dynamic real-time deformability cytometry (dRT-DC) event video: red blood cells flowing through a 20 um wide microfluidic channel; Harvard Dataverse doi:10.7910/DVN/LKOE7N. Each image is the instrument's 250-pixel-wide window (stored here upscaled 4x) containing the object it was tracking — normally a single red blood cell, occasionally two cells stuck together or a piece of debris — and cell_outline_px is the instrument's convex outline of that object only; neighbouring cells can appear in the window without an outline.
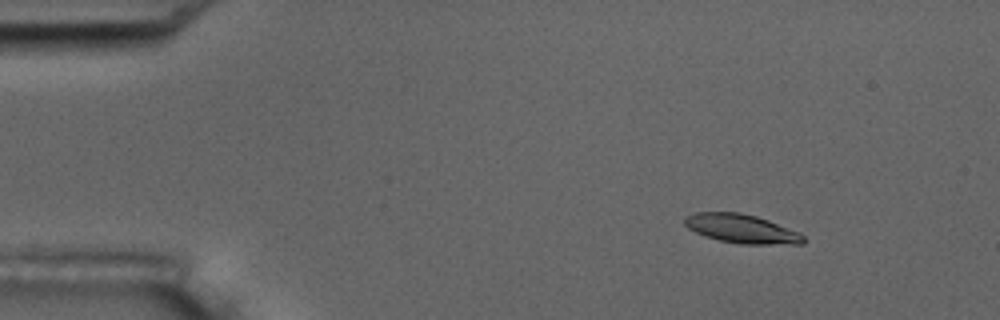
{"species": "common noctule bat (a hibernating species)", "species_latin": "Nyctalus noctula", "temperature_condition": "room temperature", "stored_images_in_passage": 6, "camera_frame_rate_fps": 3000, "um_per_image_px": 0.085, "animal": {"sex": "male", "body_mass_g": 17.5, "forearm_length_mm": 52.3}, "frame": {"image": 1, "passage_image": 3, "time_ms": 2.333, "image_size_px": [1000, 320], "cell_outline_px": [[808, 240], [804, 244], [740, 244], [720, 240], [704, 236], [688, 228], [684, 224], [684, 216], [696, 212], [740, 212], [756, 216], [768, 220], [800, 232]], "centroid_in_image_um": [63.06, 19.44], "position_along_channel_um": 21.9, "area_um2": 20.17}}
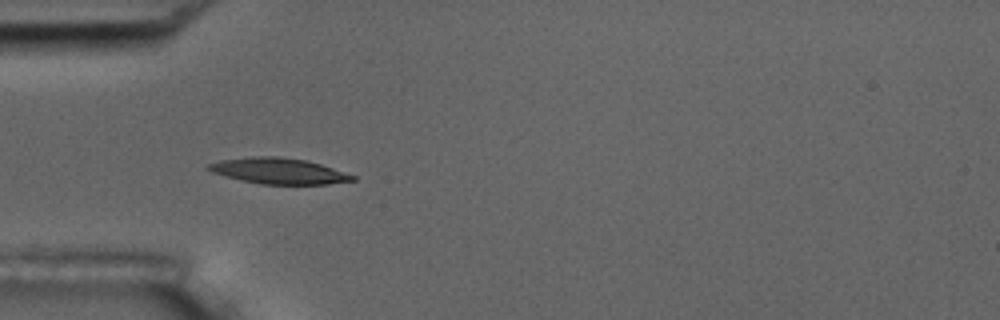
{"frame": {"image": 2, "passage_image": 6, "time_ms": 5.667, "image_size_px": [1000, 320], "cell_outline_px": [[356, 180], [328, 184], [260, 184], [224, 176], [212, 172], [204, 168], [208, 164], [220, 160], [252, 156], [276, 156], [304, 160], [320, 164], [356, 176]], "centroid_in_image_um": [23.65, 14.53], "position_along_channel_um": 61.4, "area_um2": 21.62}}